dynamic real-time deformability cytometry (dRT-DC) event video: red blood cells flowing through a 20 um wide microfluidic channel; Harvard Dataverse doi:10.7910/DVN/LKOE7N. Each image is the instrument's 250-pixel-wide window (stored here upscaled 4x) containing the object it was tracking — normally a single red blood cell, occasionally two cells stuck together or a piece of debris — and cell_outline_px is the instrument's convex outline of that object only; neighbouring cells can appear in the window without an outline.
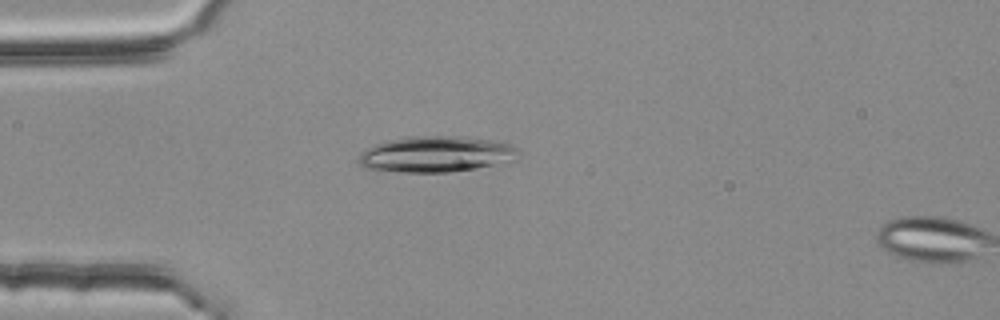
{"species": "common noctule bat (a hibernating species)", "species_latin": "Nyctalus noctula", "temperature_condition": "room temperature", "stored_images_in_passage": 15, "camera_frame_rate_fps": 3000, "um_per_image_px": 0.085, "animal": {"sex": "female", "body_mass_g": 25.1}, "frame": {"image": 1, "passage_image": 13, "time_ms": 4.0, "image_size_px": [1000, 320], "cell_outline_px": [[516, 160], [508, 164], [448, 172], [400, 172], [364, 168], [360, 164], [360, 152], [372, 144], [384, 140], [404, 136], [468, 136], [496, 140], [512, 144], [516, 148]], "centroid_in_image_um": [37.1, 13.09], "position_along_channel_um": 47.9, "area_um2": 34.33}}